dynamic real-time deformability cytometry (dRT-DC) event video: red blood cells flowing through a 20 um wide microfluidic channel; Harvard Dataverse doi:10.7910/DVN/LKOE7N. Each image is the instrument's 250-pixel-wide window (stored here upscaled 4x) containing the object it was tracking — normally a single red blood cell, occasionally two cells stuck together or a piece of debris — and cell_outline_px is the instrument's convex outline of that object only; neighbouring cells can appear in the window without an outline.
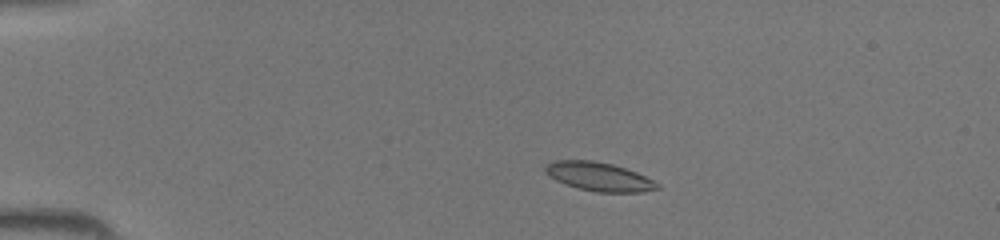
{"species": "common noctule bat (a hibernating species)", "species_latin": "Nyctalus noctula", "temperature_condition": "room temperature", "stored_images_in_passage": 41, "camera_frame_rate_fps": 3000, "um_per_image_px": 0.085, "animal": {"sex": "female", "body_mass_g": 19.5, "forearm_length_mm": 54.1}, "frame": {"image": 1, "passage_image": 6, "time_ms": 1.667, "image_size_px": [1000, 240], "cell_outline_px": [[660, 188], [640, 192], [596, 192], [580, 188], [556, 180], [548, 176], [544, 172], [544, 164], [552, 160], [592, 160], [612, 164], [636, 172], [660, 184]], "centroid_in_image_um": [50.87, 15.0], "position_along_channel_um": 34.1, "area_um2": 18.67}}
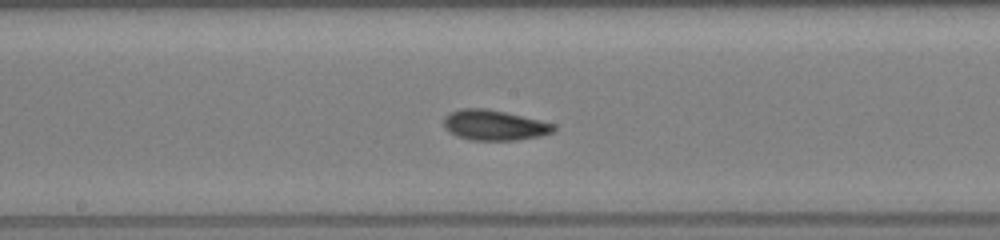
{"frame": {"image": 2, "passage_image": 21, "time_ms": 6.667, "image_size_px": [1000, 240], "cell_outline_px": [[556, 128], [552, 132], [540, 136], [516, 140], [472, 140], [456, 136], [444, 128], [444, 116], [460, 108], [488, 108], [540, 120], [556, 124]], "centroid_in_image_um": [42.01, 10.63], "position_along_channel_um": 206.2, "area_um2": 19.48}}
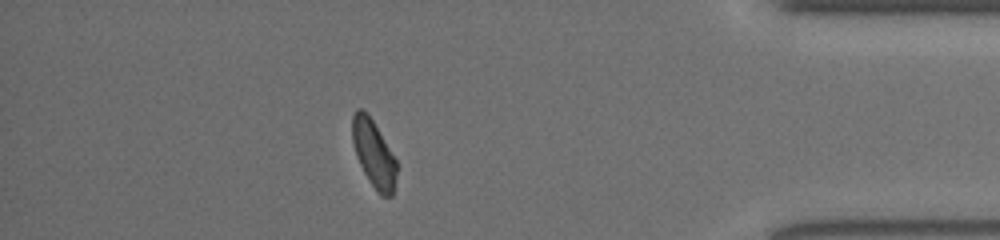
{"frame": {"image": 3, "passage_image": 36, "time_ms": 11.667, "image_size_px": [1000, 240], "cell_outline_px": [[396, 176], [392, 196], [380, 196], [368, 180], [356, 156], [352, 140], [352, 116], [356, 108], [364, 108], [368, 112], [396, 160]], "centroid_in_image_um": [31.74, 13.03], "position_along_channel_um": 403.5, "area_um2": 17.34}}